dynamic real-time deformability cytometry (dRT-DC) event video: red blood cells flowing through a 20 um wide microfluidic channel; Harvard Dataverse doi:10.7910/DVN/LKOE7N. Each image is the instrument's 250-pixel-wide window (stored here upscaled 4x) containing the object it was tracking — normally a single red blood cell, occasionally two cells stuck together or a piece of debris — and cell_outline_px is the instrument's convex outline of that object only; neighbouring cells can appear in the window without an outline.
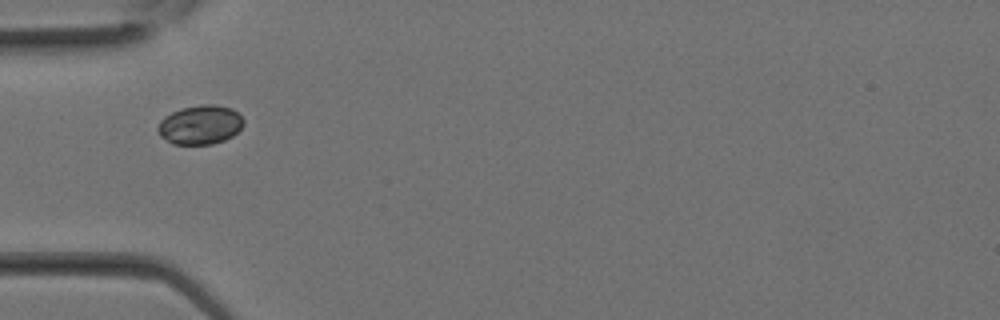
{"species": "Egyptian fruit bat (a non-hibernating species)", "species_latin": "Rousettus aegyptiacus", "temperature_condition": "room temperature", "stored_images_in_passage": 4, "camera_frame_rate_fps": 3000, "um_per_image_px": 0.085, "animal": {"sex": "female"}, "frame": {"image": 1, "passage_image": 1, "time_ms": 0.0, "image_size_px": [1000, 320], "cell_outline_px": [[244, 124], [232, 136], [224, 140], [212, 144], [172, 144], [160, 136], [156, 128], [160, 120], [164, 116], [180, 108], [200, 104], [216, 104], [232, 108], [244, 120]], "centroid_in_image_um": [16.99, 10.59], "position_along_channel_um": 68.0, "area_um2": 19.71}}
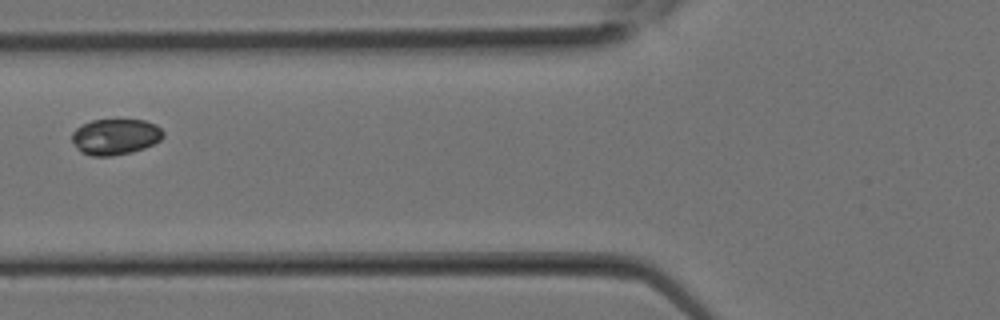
{"frame": {"image": 2, "passage_image": 3, "time_ms": 0.667, "image_size_px": [1000, 320], "cell_outline_px": [[164, 136], [160, 140], [144, 148], [132, 152], [112, 156], [92, 156], [80, 152], [76, 148], [72, 140], [72, 132], [76, 128], [92, 120], [144, 120], [156, 124], [164, 132]], "centroid_in_image_um": [9.8, 11.63], "position_along_channel_um": 116.0, "area_um2": 19.13}}